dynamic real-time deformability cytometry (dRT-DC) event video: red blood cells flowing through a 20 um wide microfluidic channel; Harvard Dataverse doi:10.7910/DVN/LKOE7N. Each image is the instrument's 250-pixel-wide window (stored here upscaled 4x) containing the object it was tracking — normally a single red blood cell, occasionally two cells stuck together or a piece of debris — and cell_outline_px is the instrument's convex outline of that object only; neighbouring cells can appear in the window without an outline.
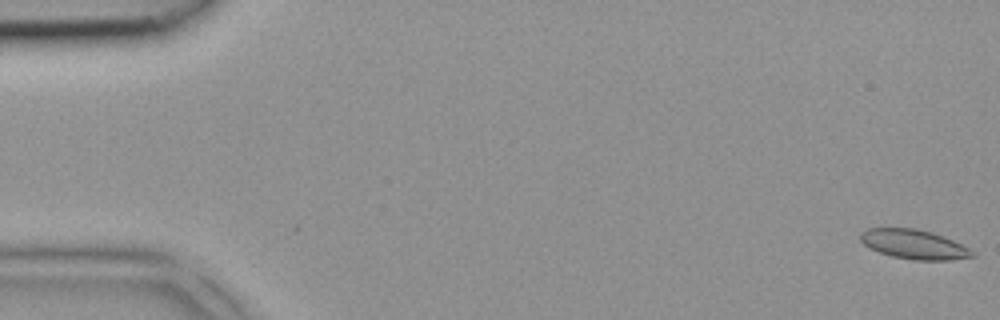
{"species": "common noctule bat (a hibernating species)", "species_latin": "Nyctalus noctula", "temperature_condition": "room temperature", "stored_images_in_passage": 3, "camera_frame_rate_fps": 3000, "um_per_image_px": 0.085, "animal": {"sex": "female", "body_mass_g": 18.4}, "frame": {"image": 1, "passage_image": 1, "time_ms": 0.0, "image_size_px": [1000, 320], "cell_outline_px": [[976, 256], [952, 260], [912, 260], [892, 256], [868, 248], [860, 240], [860, 232], [868, 228], [916, 228], [932, 232], [944, 236], [976, 252]], "centroid_in_image_um": [77.69, 20.77], "position_along_channel_um": 7.3, "area_um2": 19.31}}
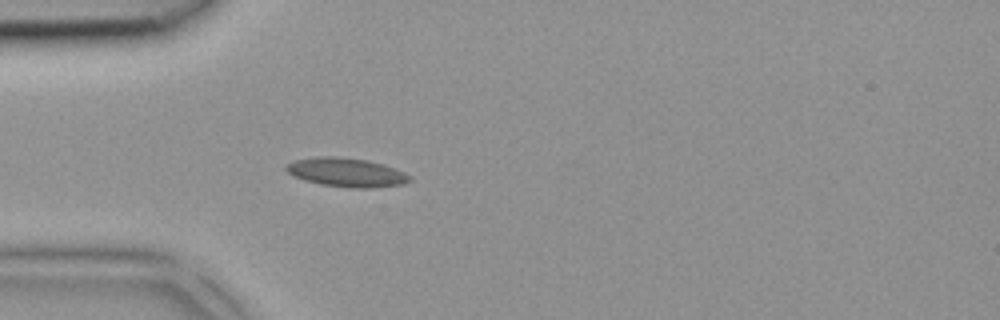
{"frame": {"image": 2, "passage_image": 3, "time_ms": 0.667, "image_size_px": [1000, 320], "cell_outline_px": [[412, 180], [404, 184], [372, 188], [348, 188], [320, 184], [304, 180], [292, 176], [284, 168], [284, 164], [292, 160], [320, 156], [340, 156], [368, 160], [384, 164], [404, 172], [412, 176]], "centroid_in_image_um": [29.43, 14.65], "position_along_channel_um": 55.6, "area_um2": 21.27}}